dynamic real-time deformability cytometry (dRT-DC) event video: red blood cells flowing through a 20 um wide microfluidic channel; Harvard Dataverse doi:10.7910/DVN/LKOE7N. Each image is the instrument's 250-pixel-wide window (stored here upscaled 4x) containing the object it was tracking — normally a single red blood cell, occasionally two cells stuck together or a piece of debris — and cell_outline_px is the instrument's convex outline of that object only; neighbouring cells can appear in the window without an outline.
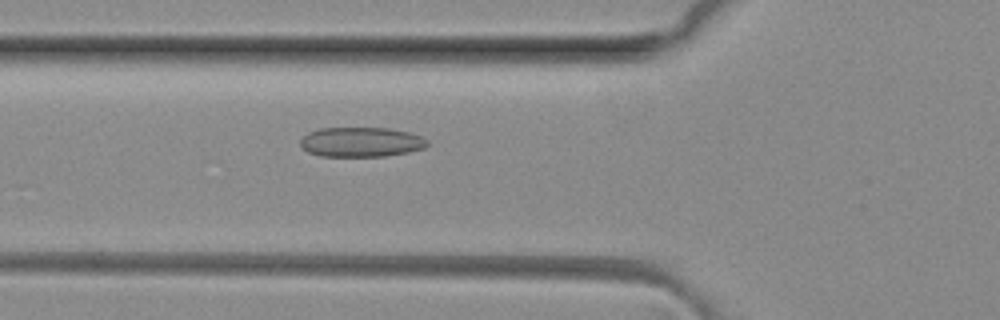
{"species": "common noctule bat (a hibernating species)", "species_latin": "Nyctalus noctula", "temperature_condition": "room temperature", "stored_images_in_passage": 5, "camera_frame_rate_fps": 3000, "um_per_image_px": 0.085, "animal": {"sex": "female", "body_mass_g": 29.2, "forearm_length_mm": 56.3}, "frame": {"image": 1, "passage_image": 5, "time_ms": 1.333, "image_size_px": [1000, 320], "cell_outline_px": [[428, 144], [424, 148], [408, 152], [384, 156], [320, 156], [308, 152], [300, 144], [300, 140], [308, 132], [320, 128], [388, 128], [408, 132], [420, 136], [428, 140]], "centroid_in_image_um": [30.69, 12.07], "position_along_channel_um": 95.1, "area_um2": 21.91}}